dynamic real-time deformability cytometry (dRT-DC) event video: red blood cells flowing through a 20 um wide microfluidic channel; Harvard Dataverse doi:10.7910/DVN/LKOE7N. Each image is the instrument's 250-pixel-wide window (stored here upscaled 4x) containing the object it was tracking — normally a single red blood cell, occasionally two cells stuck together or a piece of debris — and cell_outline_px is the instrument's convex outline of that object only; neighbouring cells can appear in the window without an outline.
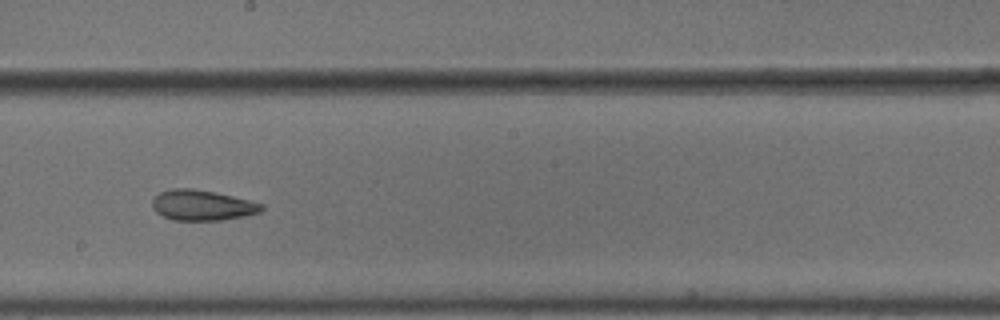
{"species": "common noctule bat (a hibernating species)", "species_latin": "Nyctalus noctula", "temperature_condition": "cold", "stored_images_in_passage": 55, "camera_frame_rate_fps": 3000, "um_per_image_px": 0.085, "animal": {"sex": "male", "body_mass_g": 18.8}, "frame": {"image": 1, "passage_image": 32, "time_ms": 10.333, "image_size_px": [1000, 320], "cell_outline_px": [[264, 208], [260, 212], [244, 216], [220, 220], [172, 220], [156, 212], [152, 208], [152, 200], [160, 192], [172, 188], [192, 188], [232, 196], [264, 204]], "centroid_in_image_um": [17.17, 17.45], "position_along_channel_um": 231.0, "area_um2": 19.25}, "authors_computed_cell_mechanics": {"area_um2": 24.276, "velocity_mm_per_s": 3.6679, "shape_relaxation_time_tau1_ms": null, "shape_relaxation_time_tau2_ms": 3.1976, "deformation_change_tau1": null, "deformation_change_tau2": 0.1012}}